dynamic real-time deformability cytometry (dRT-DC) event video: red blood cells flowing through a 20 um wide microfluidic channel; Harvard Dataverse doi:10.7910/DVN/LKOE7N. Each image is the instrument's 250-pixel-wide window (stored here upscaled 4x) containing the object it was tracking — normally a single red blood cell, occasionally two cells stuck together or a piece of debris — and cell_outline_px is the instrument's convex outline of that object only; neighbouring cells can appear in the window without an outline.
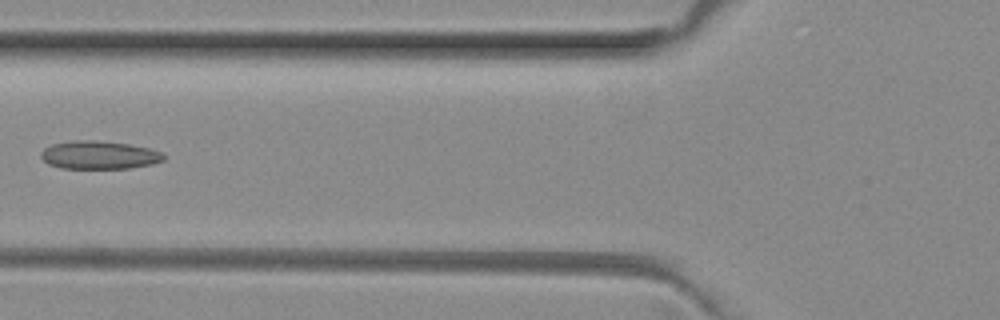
{"species": "common noctule bat (a hibernating species)", "species_latin": "Nyctalus noctula", "temperature_condition": "room temperature", "stored_images_in_passage": 8, "camera_frame_rate_fps": 3000, "um_per_image_px": 0.085, "animal": {"sex": "female", "body_mass_g": 29.2, "forearm_length_mm": 56.3}, "frame": {"image": 1, "passage_image": 6, "time_ms": 1.667, "image_size_px": [1000, 320], "cell_outline_px": [[164, 160], [152, 164], [128, 168], [60, 168], [48, 164], [40, 156], [40, 152], [44, 148], [52, 144], [72, 140], [92, 140], [128, 144], [148, 148], [160, 152], [164, 156]], "centroid_in_image_um": [8.38, 13.17], "position_along_channel_um": 117.4, "area_um2": 20.0}}
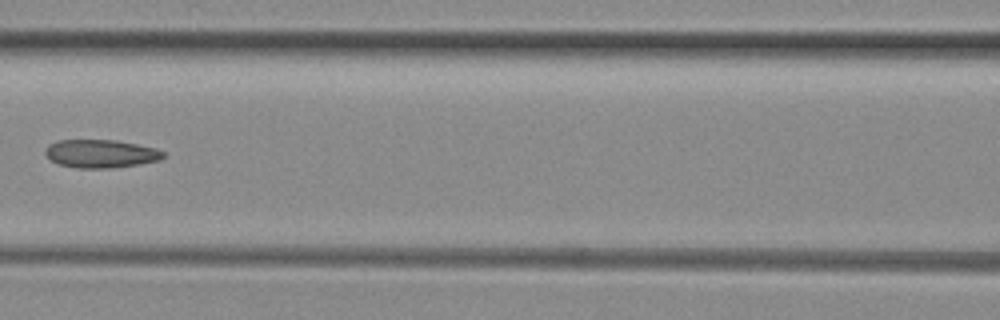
{"frame": {"image": 2, "passage_image": 7, "time_ms": 2.0, "image_size_px": [1000, 320], "cell_outline_px": [[164, 156], [160, 160], [140, 164], [112, 168], [76, 168], [60, 164], [52, 160], [44, 152], [44, 148], [48, 144], [56, 140], [116, 140], [156, 148], [164, 152]], "centroid_in_image_um": [8.56, 13.06], "position_along_channel_um": 158.0, "area_um2": 19.42}}
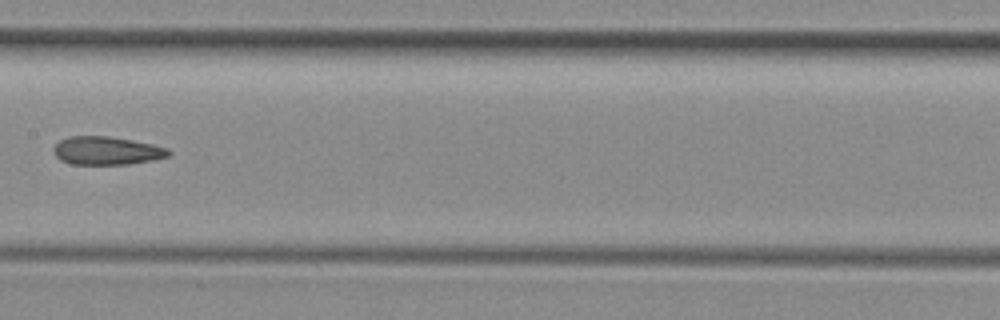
{"frame": {"image": 3, "passage_image": 8, "time_ms": 2.333, "image_size_px": [1000, 320], "cell_outline_px": [[172, 152], [168, 156], [152, 160], [128, 164], [72, 164], [60, 160], [52, 152], [52, 148], [60, 140], [68, 136], [108, 136], [132, 140], [152, 144], [168, 148]], "centroid_in_image_um": [9.04, 12.8], "position_along_channel_um": 198.4, "area_um2": 18.96}}